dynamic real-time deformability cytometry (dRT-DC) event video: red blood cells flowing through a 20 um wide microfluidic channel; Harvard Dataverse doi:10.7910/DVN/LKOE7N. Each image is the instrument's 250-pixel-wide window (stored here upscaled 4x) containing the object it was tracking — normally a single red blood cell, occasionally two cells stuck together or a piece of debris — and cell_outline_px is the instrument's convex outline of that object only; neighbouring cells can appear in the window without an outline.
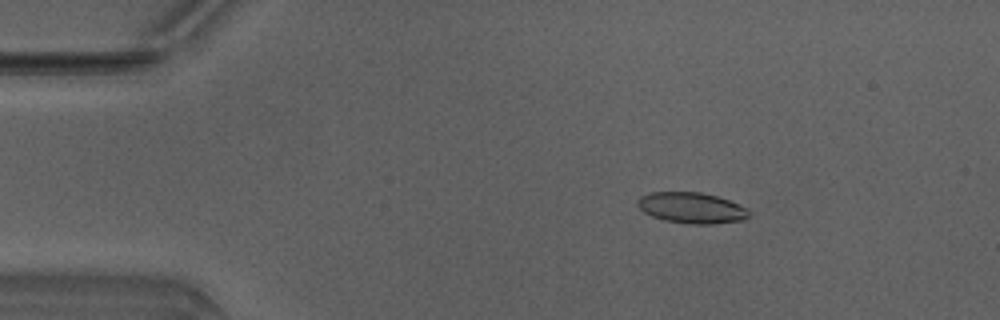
{"species": "Egyptian fruit bat (a non-hibernating species)", "species_latin": "Rousettus aegyptiacus", "temperature_condition": "warm", "stored_images_in_passage": 46, "camera_frame_rate_fps": 3000, "um_per_image_px": 0.085, "animal": {"sex": "male"}, "frame": {"image": 1, "passage_image": 5, "time_ms": 1.333, "image_size_px": [1000, 320], "cell_outline_px": [[748, 216], [744, 220], [712, 224], [688, 224], [664, 220], [652, 216], [644, 212], [636, 204], [636, 200], [640, 196], [652, 192], [700, 192], [716, 196], [728, 200], [744, 208], [748, 212]], "centroid_in_image_um": [58.72, 17.67], "position_along_channel_um": 26.3, "area_um2": 19.88}}
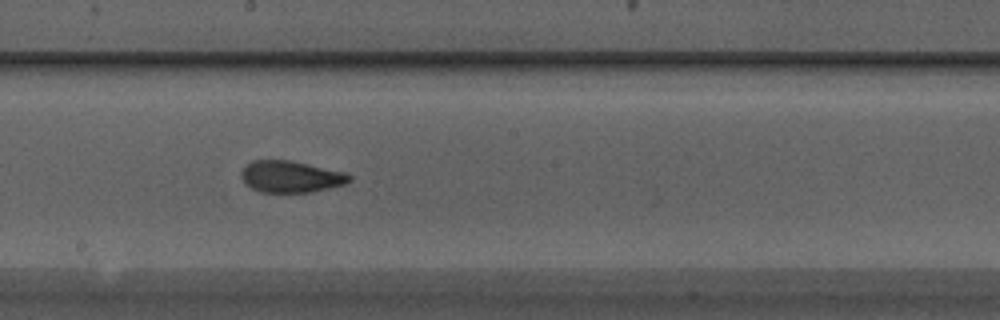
{"frame": {"image": 2, "passage_image": 24, "time_ms": 7.667, "image_size_px": [1000, 320], "cell_outline_px": [[352, 180], [344, 184], [312, 192], [260, 192], [244, 184], [240, 176], [240, 172], [244, 164], [252, 160], [288, 160], [348, 172], [352, 176]], "centroid_in_image_um": [24.69, 15.01], "position_along_channel_um": 223.5, "area_um2": 20.23}}
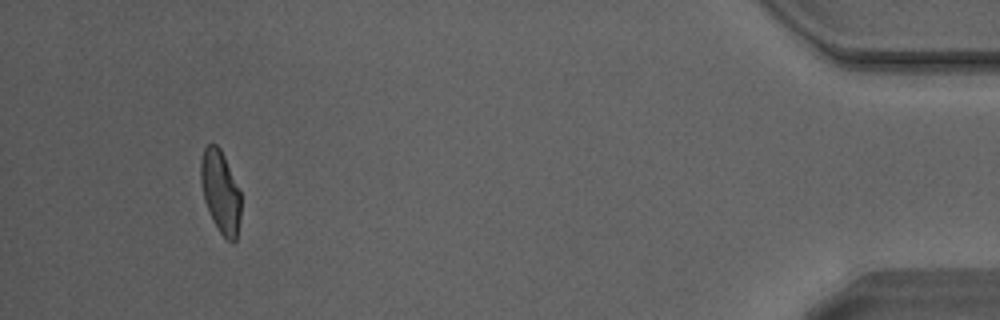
{"frame": {"image": 3, "passage_image": 43, "time_ms": 14.0, "image_size_px": [1000, 320], "cell_outline_px": [[240, 220], [236, 240], [232, 244], [220, 232], [212, 220], [204, 200], [200, 180], [200, 160], [204, 148], [208, 144], [216, 144], [220, 148], [224, 156], [240, 192]], "centroid_in_image_um": [18.72, 16.31], "position_along_channel_um": 416.5, "area_um2": 19.25}, "authors_computed_cell_mechanics": {"area_um2": 20.0277, "velocity_mm_per_s": 4.1918, "shape_relaxation_time_tau1_ms": null, "shape_relaxation_time_tau2_ms": 1.3459, "deformation_change_tau1": null, "deformation_change_tau2": 0.0735}}